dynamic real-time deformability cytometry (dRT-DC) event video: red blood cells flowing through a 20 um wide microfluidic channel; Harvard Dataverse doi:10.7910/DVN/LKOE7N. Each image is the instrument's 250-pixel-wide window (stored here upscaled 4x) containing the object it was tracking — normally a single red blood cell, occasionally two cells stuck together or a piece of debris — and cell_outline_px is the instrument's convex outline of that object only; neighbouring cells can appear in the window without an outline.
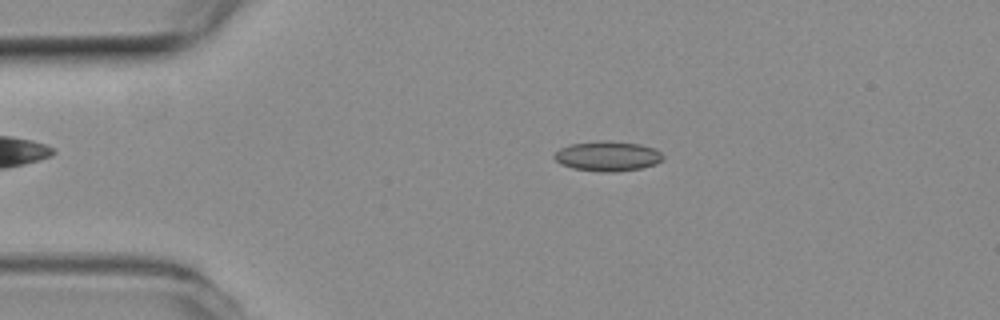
{"species": "common noctule bat (a hibernating species)", "species_latin": "Nyctalus noctula", "temperature_condition": "room temperature", "stored_images_in_passage": 4, "camera_frame_rate_fps": 3000, "um_per_image_px": 0.085, "animal": {"sex": "female", "body_mass_g": 19.3, "forearm_length_mm": 54.1}, "frame": {"image": 1, "passage_image": 2, "time_ms": 0.333, "image_size_px": [1000, 320], "cell_outline_px": [[664, 160], [656, 164], [640, 168], [616, 172], [600, 172], [572, 168], [560, 164], [552, 156], [560, 148], [572, 144], [640, 144], [656, 148], [664, 156]], "centroid_in_image_um": [51.68, 13.34], "position_along_channel_um": 33.3, "area_um2": 18.09}}